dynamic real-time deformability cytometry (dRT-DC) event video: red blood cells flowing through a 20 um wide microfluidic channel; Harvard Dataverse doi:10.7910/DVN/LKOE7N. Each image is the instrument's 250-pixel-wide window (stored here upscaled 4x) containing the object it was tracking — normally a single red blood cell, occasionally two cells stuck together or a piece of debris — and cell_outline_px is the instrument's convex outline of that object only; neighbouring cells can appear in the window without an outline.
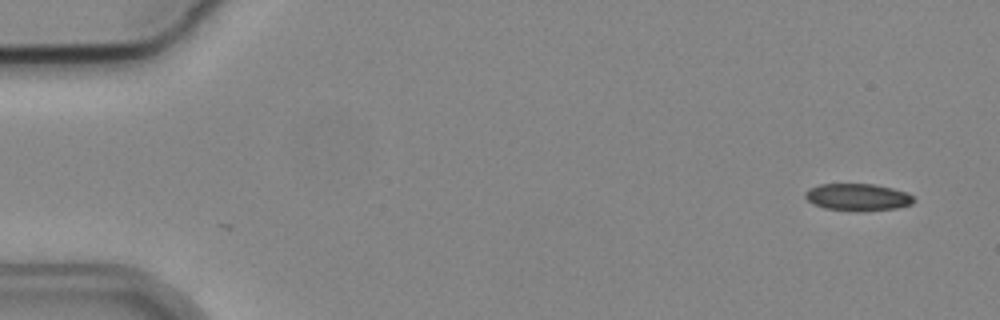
{"species": "common noctule bat (a hibernating species)", "species_latin": "Nyctalus noctula", "temperature_condition": "cold", "stored_images_in_passage": 14, "camera_frame_rate_fps": 3000, "um_per_image_px": 0.085, "animal": {"sex": "male", "body_mass_g": 19.2, "forearm_length_mm": 51.8}, "frame": {"image": 1, "passage_image": 1, "time_ms": 0.0, "image_size_px": [1000, 320], "cell_outline_px": [[916, 200], [912, 204], [896, 208], [856, 212], [824, 208], [808, 200], [804, 196], [804, 192], [808, 188], [820, 184], [872, 184], [892, 188], [908, 192]], "centroid_in_image_um": [72.91, 16.76], "position_along_channel_um": 12.1, "area_um2": 17.28}}
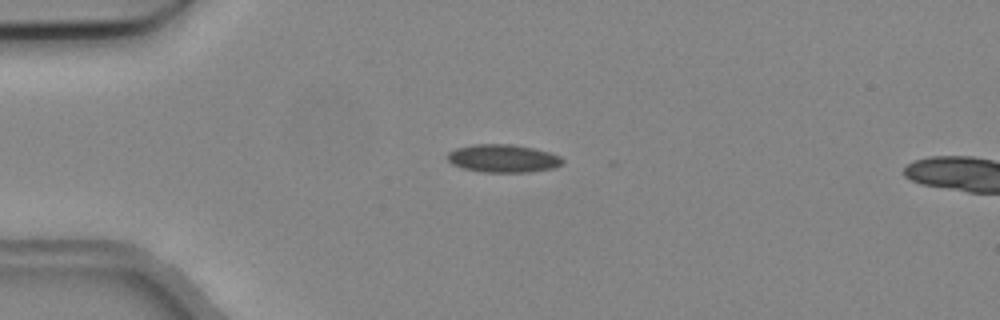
{"frame": {"image": 2, "passage_image": 11, "time_ms": 3.333, "image_size_px": [1000, 320], "cell_outline_px": [[564, 164], [556, 168], [528, 172], [480, 172], [464, 168], [452, 164], [448, 160], [448, 152], [456, 148], [476, 144], [512, 144], [532, 148], [548, 152], [560, 156], [564, 160]], "centroid_in_image_um": [42.79, 13.47], "position_along_channel_um": 42.2, "area_um2": 18.79}}